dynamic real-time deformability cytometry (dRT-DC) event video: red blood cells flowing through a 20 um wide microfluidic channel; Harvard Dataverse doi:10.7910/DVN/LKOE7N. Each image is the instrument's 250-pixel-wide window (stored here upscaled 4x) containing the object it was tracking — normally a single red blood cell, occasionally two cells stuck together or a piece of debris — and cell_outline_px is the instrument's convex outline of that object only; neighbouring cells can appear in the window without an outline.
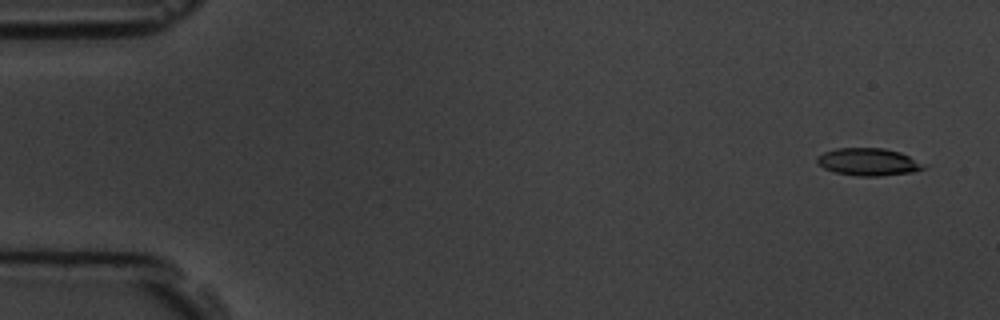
{"species": "common noctule bat (a hibernating species)", "species_latin": "Nyctalus noctula", "temperature_condition": "room temperature", "stored_images_in_passage": 4, "camera_frame_rate_fps": 3000, "um_per_image_px": 0.085, "animal": {"sex": "male", "body_mass_g": 19.5, "forearm_length_mm": 54.6}, "frame": {"image": 1, "passage_image": 1, "time_ms": 0.0, "image_size_px": [1000, 320], "cell_outline_px": [[924, 168], [912, 172], [880, 176], [856, 176], [836, 172], [824, 168], [816, 164], [816, 156], [824, 152], [836, 148], [884, 148], [900, 152], [908, 156]], "centroid_in_image_um": [73.69, 13.76], "position_along_channel_um": 11.3, "area_um2": 16.76}}
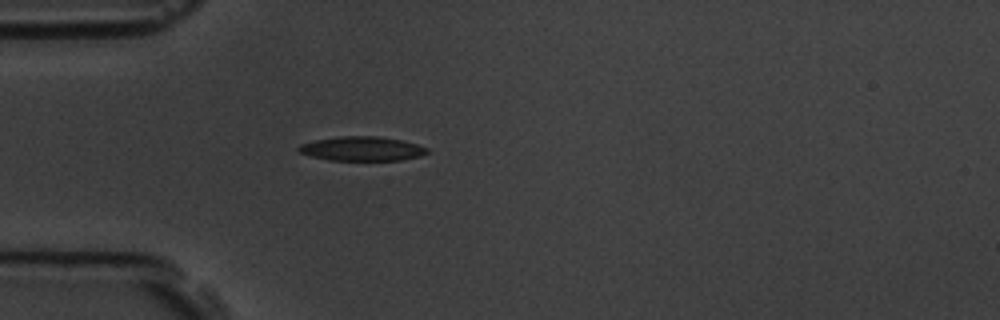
{"frame": {"image": 2, "passage_image": 4, "time_ms": 4.333, "image_size_px": [1000, 320], "cell_outline_px": [[428, 152], [420, 156], [400, 160], [328, 160], [312, 156], [300, 152], [296, 148], [300, 144], [316, 140], [340, 136], [380, 136], [400, 140], [416, 144], [428, 148]], "centroid_in_image_um": [30.76, 12.64], "position_along_channel_um": 54.2, "area_um2": 18.03}}